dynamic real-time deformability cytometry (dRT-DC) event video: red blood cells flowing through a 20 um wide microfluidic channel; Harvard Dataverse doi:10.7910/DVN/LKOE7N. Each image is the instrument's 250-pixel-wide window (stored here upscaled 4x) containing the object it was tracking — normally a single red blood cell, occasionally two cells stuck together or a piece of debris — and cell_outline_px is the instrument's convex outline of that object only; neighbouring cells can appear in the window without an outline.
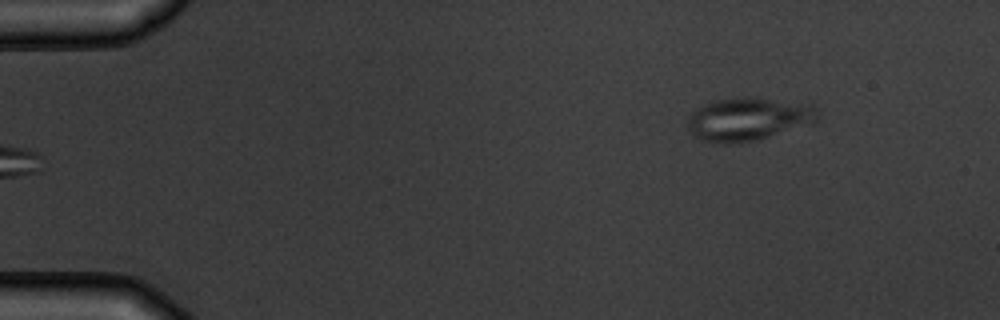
{"species": "common noctule bat (a hibernating species)", "species_latin": "Nyctalus noctula", "temperature_condition": "warm", "stored_images_in_passage": 4, "camera_frame_rate_fps": 3000, "um_per_image_px": 0.085, "animal": {"sex": "male", "body_mass_g": 19.5, "forearm_length_mm": 54.6}, "frame": {"image": 1, "passage_image": 4, "time_ms": 3.333, "image_size_px": [1000, 320], "cell_outline_px": [[820, 120], [812, 124], [756, 140], [700, 140], [688, 132], [688, 116], [696, 108], [704, 104], [716, 100], [744, 96], [756, 96], [816, 104]], "centroid_in_image_um": [63.7, 10.05], "position_along_channel_um": 21.3, "area_um2": 32.71}}